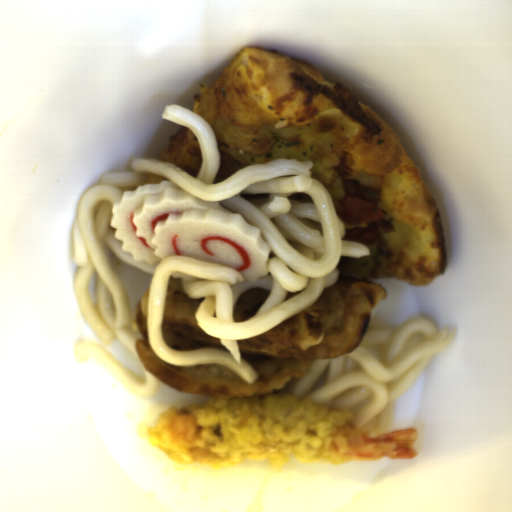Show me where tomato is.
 I'll return each instance as SVG.
<instances>
[{
	"instance_id": "1",
	"label": "tomato",
	"mask_w": 512,
	"mask_h": 512,
	"mask_svg": "<svg viewBox=\"0 0 512 512\" xmlns=\"http://www.w3.org/2000/svg\"><path fill=\"white\" fill-rule=\"evenodd\" d=\"M336 214L342 223L359 225L362 223L384 220L386 212L378 206L359 197H350L344 200H333Z\"/></svg>"
}]
</instances>
